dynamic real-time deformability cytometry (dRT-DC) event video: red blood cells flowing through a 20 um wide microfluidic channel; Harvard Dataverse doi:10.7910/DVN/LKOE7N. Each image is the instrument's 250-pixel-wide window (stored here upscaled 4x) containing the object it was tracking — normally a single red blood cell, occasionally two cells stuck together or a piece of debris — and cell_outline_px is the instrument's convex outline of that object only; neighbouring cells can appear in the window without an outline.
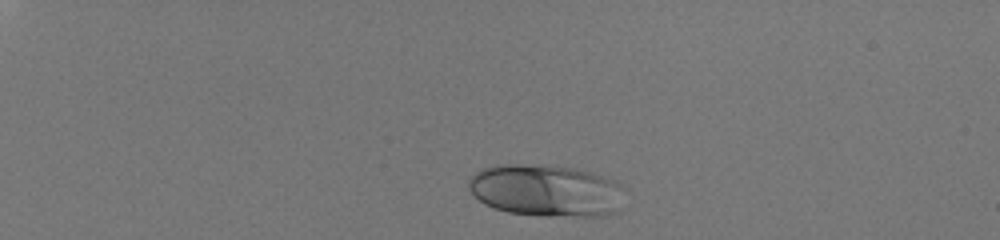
{"species": "human", "species_latin": "Homo sapiens", "temperature_condition": "room temperature", "stored_images_in_passage": 36, "camera_frame_rate_fps": 3000, "um_per_image_px": 0.085, "donor": {"sex": "male"}, "frame": {"image": 1, "passage_image": 1, "time_ms": 0.0, "image_size_px": [1000, 240], "cell_outline_px": [[620, 212], [608, 216], [540, 216], [508, 212], [484, 204], [468, 188], [468, 180], [476, 172], [484, 168], [496, 164], [516, 164], [576, 168], [608, 176], [616, 180], [620, 184]], "centroid_in_image_um": [46.44, 16.2], "position_along_channel_um": 38.6, "area_um2": 47.51}}
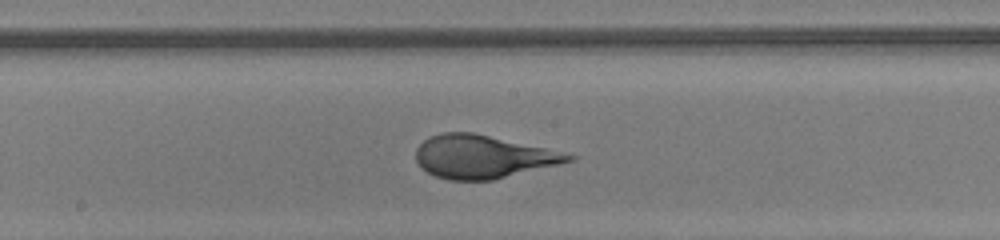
{"frame": {"image": 2, "passage_image": 21, "time_ms": 6.667, "image_size_px": [1000, 240], "cell_outline_px": [[576, 160], [492, 180], [448, 180], [436, 176], [428, 172], [416, 160], [416, 148], [428, 136], [440, 132], [472, 132], [544, 148], [576, 156]], "centroid_in_image_um": [41.0, 13.32], "position_along_channel_um": 207.2, "area_um2": 37.86}}
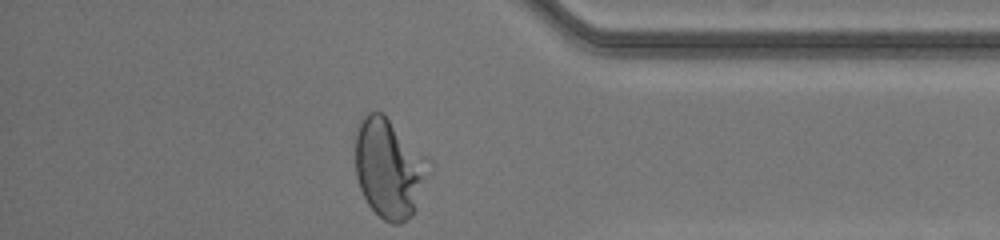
{"frame": {"image": 3, "passage_image": 36, "time_ms": 11.667, "image_size_px": [1000, 240], "cell_outline_px": [[424, 176], [416, 208], [412, 216], [400, 224], [392, 224], [384, 220], [368, 204], [360, 188], [356, 176], [356, 124], [360, 116], [368, 112], [384, 112], [424, 172]], "centroid_in_image_um": [32.85, 14.36], "position_along_channel_um": 402.3, "area_um2": 39.13}, "authors_computed_cell_mechanics": {"area_um2": 38.8416, "velocity_mm_per_s": 4.0849, "shape_relaxation_time_tau1_ms": 3.752, "shape_relaxation_time_tau2_ms": null, "deformation_change_tau1": 0.2256, "deformation_change_tau2": null}}